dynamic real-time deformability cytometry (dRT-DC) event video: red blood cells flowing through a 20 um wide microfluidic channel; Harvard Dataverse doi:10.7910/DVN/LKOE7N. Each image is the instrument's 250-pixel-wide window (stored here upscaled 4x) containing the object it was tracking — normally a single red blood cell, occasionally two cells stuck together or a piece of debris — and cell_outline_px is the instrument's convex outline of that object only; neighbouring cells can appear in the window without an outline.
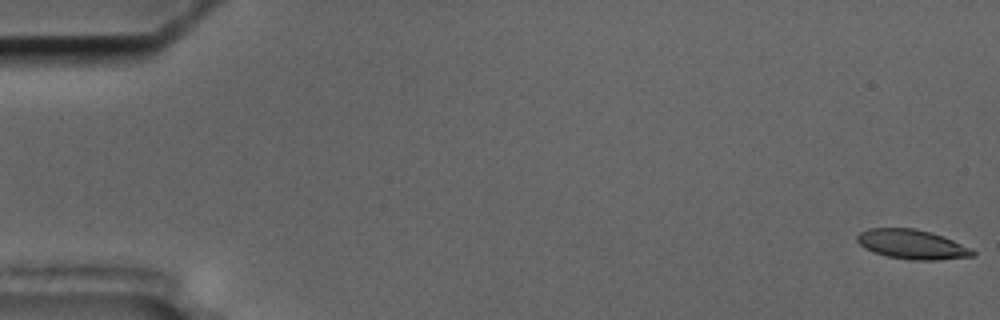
{"species": "common noctule bat (a hibernating species)", "species_latin": "Nyctalus noctula", "temperature_condition": "cold", "stored_images_in_passage": 57, "camera_frame_rate_fps": 3000, "um_per_image_px": 0.085, "animal": {"sex": "male", "body_mass_g": 17.5, "forearm_length_mm": 52.3}, "frame": {"image": 1, "passage_image": 1, "time_ms": 0.0, "image_size_px": [1000, 320], "cell_outline_px": [[976, 252], [972, 256], [936, 260], [912, 260], [888, 256], [864, 248], [856, 240], [856, 236], [860, 232], [868, 228], [916, 228], [932, 232], [944, 236], [972, 248]], "centroid_in_image_um": [77.54, 20.75], "position_along_channel_um": 7.5, "area_um2": 19.88}}
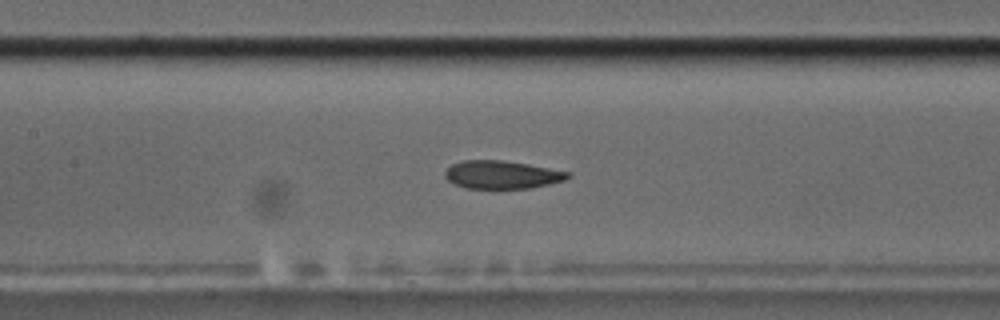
{"frame": {"image": 2, "passage_image": 27, "time_ms": 8.667, "image_size_px": [1000, 320], "cell_outline_px": [[572, 176], [564, 180], [548, 184], [528, 188], [464, 188], [448, 180], [444, 176], [444, 172], [452, 164], [464, 160], [504, 160], [528, 164], [572, 172]], "centroid_in_image_um": [42.68, 14.84], "position_along_channel_um": 164.7, "area_um2": 20.06}}
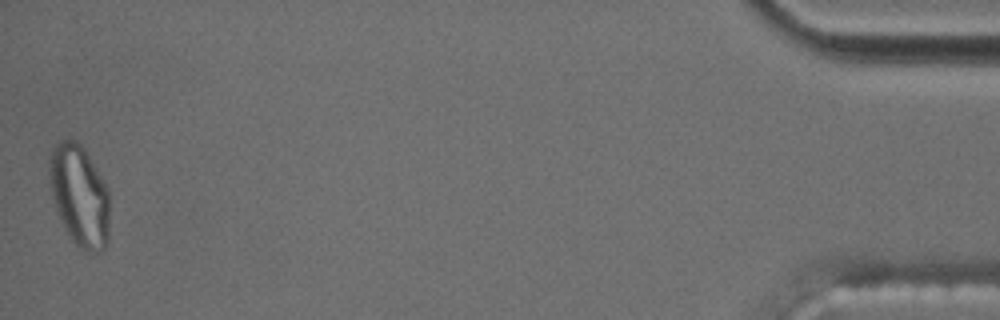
{"frame": {"image": 3, "passage_image": 57, "time_ms": 18.667, "image_size_px": [1000, 320], "cell_outline_px": [[108, 240], [104, 248], [100, 252], [88, 252], [80, 248], [72, 240], [60, 220], [52, 196], [48, 168], [48, 160], [56, 144], [60, 140], [72, 140], [80, 144], [84, 148], [104, 180], [108, 188]], "centroid_in_image_um": [6.75, 16.63], "position_along_channel_um": 428.4, "area_um2": 35.43}, "authors_computed_cell_mechanics": {"area_um2": 20.9236, "velocity_mm_per_s": 3.5439, "shape_relaxation_time_tau1_ms": null, "shape_relaxation_time_tau2_ms": 3.9608, "deformation_change_tau1": null, "deformation_change_tau2": 0.098}}